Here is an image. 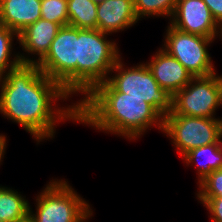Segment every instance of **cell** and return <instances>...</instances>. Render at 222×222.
I'll use <instances>...</instances> for the list:
<instances>
[{
	"label": "cell",
	"mask_w": 222,
	"mask_h": 222,
	"mask_svg": "<svg viewBox=\"0 0 222 222\" xmlns=\"http://www.w3.org/2000/svg\"><path fill=\"white\" fill-rule=\"evenodd\" d=\"M138 21L133 0H104L97 4V29L101 32H122Z\"/></svg>",
	"instance_id": "obj_13"
},
{
	"label": "cell",
	"mask_w": 222,
	"mask_h": 222,
	"mask_svg": "<svg viewBox=\"0 0 222 222\" xmlns=\"http://www.w3.org/2000/svg\"><path fill=\"white\" fill-rule=\"evenodd\" d=\"M14 39L18 41V34L10 28L0 24V78H3L8 71L22 64L19 52L16 53L13 50Z\"/></svg>",
	"instance_id": "obj_18"
},
{
	"label": "cell",
	"mask_w": 222,
	"mask_h": 222,
	"mask_svg": "<svg viewBox=\"0 0 222 222\" xmlns=\"http://www.w3.org/2000/svg\"><path fill=\"white\" fill-rule=\"evenodd\" d=\"M60 28L59 24L40 18L21 31L17 43L27 54L19 52L21 63L37 65L48 53ZM30 54L36 58H31Z\"/></svg>",
	"instance_id": "obj_11"
},
{
	"label": "cell",
	"mask_w": 222,
	"mask_h": 222,
	"mask_svg": "<svg viewBox=\"0 0 222 222\" xmlns=\"http://www.w3.org/2000/svg\"><path fill=\"white\" fill-rule=\"evenodd\" d=\"M69 98L35 64H21L0 78V114L30 133L36 144L54 138L60 122L77 123L76 101L64 107L57 104Z\"/></svg>",
	"instance_id": "obj_1"
},
{
	"label": "cell",
	"mask_w": 222,
	"mask_h": 222,
	"mask_svg": "<svg viewBox=\"0 0 222 222\" xmlns=\"http://www.w3.org/2000/svg\"><path fill=\"white\" fill-rule=\"evenodd\" d=\"M222 106L218 73L205 77H193L172 98V112L189 117L215 118Z\"/></svg>",
	"instance_id": "obj_9"
},
{
	"label": "cell",
	"mask_w": 222,
	"mask_h": 222,
	"mask_svg": "<svg viewBox=\"0 0 222 222\" xmlns=\"http://www.w3.org/2000/svg\"><path fill=\"white\" fill-rule=\"evenodd\" d=\"M206 208L211 222H222V197L211 199H197Z\"/></svg>",
	"instance_id": "obj_22"
},
{
	"label": "cell",
	"mask_w": 222,
	"mask_h": 222,
	"mask_svg": "<svg viewBox=\"0 0 222 222\" xmlns=\"http://www.w3.org/2000/svg\"><path fill=\"white\" fill-rule=\"evenodd\" d=\"M166 28L162 48L176 58L192 77H205L216 73L208 51V47L216 39L186 33L170 24Z\"/></svg>",
	"instance_id": "obj_8"
},
{
	"label": "cell",
	"mask_w": 222,
	"mask_h": 222,
	"mask_svg": "<svg viewBox=\"0 0 222 222\" xmlns=\"http://www.w3.org/2000/svg\"><path fill=\"white\" fill-rule=\"evenodd\" d=\"M186 166H194L197 169L198 184L212 171L222 168V143H214L191 149L182 156ZM203 159V162L201 161Z\"/></svg>",
	"instance_id": "obj_15"
},
{
	"label": "cell",
	"mask_w": 222,
	"mask_h": 222,
	"mask_svg": "<svg viewBox=\"0 0 222 222\" xmlns=\"http://www.w3.org/2000/svg\"><path fill=\"white\" fill-rule=\"evenodd\" d=\"M35 198L36 211L29 209L32 222H88L94 215L89 202L64 179L50 180Z\"/></svg>",
	"instance_id": "obj_5"
},
{
	"label": "cell",
	"mask_w": 222,
	"mask_h": 222,
	"mask_svg": "<svg viewBox=\"0 0 222 222\" xmlns=\"http://www.w3.org/2000/svg\"><path fill=\"white\" fill-rule=\"evenodd\" d=\"M177 0H133L134 10L139 20L144 17L171 18Z\"/></svg>",
	"instance_id": "obj_19"
},
{
	"label": "cell",
	"mask_w": 222,
	"mask_h": 222,
	"mask_svg": "<svg viewBox=\"0 0 222 222\" xmlns=\"http://www.w3.org/2000/svg\"><path fill=\"white\" fill-rule=\"evenodd\" d=\"M41 18L61 27L68 25L67 0H41Z\"/></svg>",
	"instance_id": "obj_20"
},
{
	"label": "cell",
	"mask_w": 222,
	"mask_h": 222,
	"mask_svg": "<svg viewBox=\"0 0 222 222\" xmlns=\"http://www.w3.org/2000/svg\"><path fill=\"white\" fill-rule=\"evenodd\" d=\"M95 3H100V2H103L104 0H93Z\"/></svg>",
	"instance_id": "obj_26"
},
{
	"label": "cell",
	"mask_w": 222,
	"mask_h": 222,
	"mask_svg": "<svg viewBox=\"0 0 222 222\" xmlns=\"http://www.w3.org/2000/svg\"><path fill=\"white\" fill-rule=\"evenodd\" d=\"M92 91H119L140 98L163 118L172 112L173 96L159 86L145 62L126 67L121 57L111 69L107 80Z\"/></svg>",
	"instance_id": "obj_4"
},
{
	"label": "cell",
	"mask_w": 222,
	"mask_h": 222,
	"mask_svg": "<svg viewBox=\"0 0 222 222\" xmlns=\"http://www.w3.org/2000/svg\"><path fill=\"white\" fill-rule=\"evenodd\" d=\"M219 80H220V87H221V103H222V75L219 76Z\"/></svg>",
	"instance_id": "obj_25"
},
{
	"label": "cell",
	"mask_w": 222,
	"mask_h": 222,
	"mask_svg": "<svg viewBox=\"0 0 222 222\" xmlns=\"http://www.w3.org/2000/svg\"><path fill=\"white\" fill-rule=\"evenodd\" d=\"M145 64L162 89L174 96L193 78L188 70L172 55L160 47Z\"/></svg>",
	"instance_id": "obj_12"
},
{
	"label": "cell",
	"mask_w": 222,
	"mask_h": 222,
	"mask_svg": "<svg viewBox=\"0 0 222 222\" xmlns=\"http://www.w3.org/2000/svg\"><path fill=\"white\" fill-rule=\"evenodd\" d=\"M41 18V0H0V24L19 34Z\"/></svg>",
	"instance_id": "obj_14"
},
{
	"label": "cell",
	"mask_w": 222,
	"mask_h": 222,
	"mask_svg": "<svg viewBox=\"0 0 222 222\" xmlns=\"http://www.w3.org/2000/svg\"><path fill=\"white\" fill-rule=\"evenodd\" d=\"M7 136L0 133V164H2L3 160L4 159V155L6 153V146H7Z\"/></svg>",
	"instance_id": "obj_24"
},
{
	"label": "cell",
	"mask_w": 222,
	"mask_h": 222,
	"mask_svg": "<svg viewBox=\"0 0 222 222\" xmlns=\"http://www.w3.org/2000/svg\"><path fill=\"white\" fill-rule=\"evenodd\" d=\"M78 28L63 26L46 56L37 64L42 73L57 82L70 96L77 95Z\"/></svg>",
	"instance_id": "obj_6"
},
{
	"label": "cell",
	"mask_w": 222,
	"mask_h": 222,
	"mask_svg": "<svg viewBox=\"0 0 222 222\" xmlns=\"http://www.w3.org/2000/svg\"><path fill=\"white\" fill-rule=\"evenodd\" d=\"M169 21L171 26L183 32L222 40V27L203 0H177Z\"/></svg>",
	"instance_id": "obj_10"
},
{
	"label": "cell",
	"mask_w": 222,
	"mask_h": 222,
	"mask_svg": "<svg viewBox=\"0 0 222 222\" xmlns=\"http://www.w3.org/2000/svg\"><path fill=\"white\" fill-rule=\"evenodd\" d=\"M98 29H79L77 39V94L83 99L100 83L121 58L116 40Z\"/></svg>",
	"instance_id": "obj_3"
},
{
	"label": "cell",
	"mask_w": 222,
	"mask_h": 222,
	"mask_svg": "<svg viewBox=\"0 0 222 222\" xmlns=\"http://www.w3.org/2000/svg\"><path fill=\"white\" fill-rule=\"evenodd\" d=\"M22 222H32V221L29 218H27L26 220H24Z\"/></svg>",
	"instance_id": "obj_27"
},
{
	"label": "cell",
	"mask_w": 222,
	"mask_h": 222,
	"mask_svg": "<svg viewBox=\"0 0 222 222\" xmlns=\"http://www.w3.org/2000/svg\"><path fill=\"white\" fill-rule=\"evenodd\" d=\"M163 133L171 139L180 156L191 149L222 143V117H189L180 114L164 116Z\"/></svg>",
	"instance_id": "obj_7"
},
{
	"label": "cell",
	"mask_w": 222,
	"mask_h": 222,
	"mask_svg": "<svg viewBox=\"0 0 222 222\" xmlns=\"http://www.w3.org/2000/svg\"><path fill=\"white\" fill-rule=\"evenodd\" d=\"M77 123L106 134L137 140L147 130L163 132L164 118L144 100L119 91H91L77 102Z\"/></svg>",
	"instance_id": "obj_2"
},
{
	"label": "cell",
	"mask_w": 222,
	"mask_h": 222,
	"mask_svg": "<svg viewBox=\"0 0 222 222\" xmlns=\"http://www.w3.org/2000/svg\"><path fill=\"white\" fill-rule=\"evenodd\" d=\"M30 203L21 192L0 186V222H22L29 218Z\"/></svg>",
	"instance_id": "obj_16"
},
{
	"label": "cell",
	"mask_w": 222,
	"mask_h": 222,
	"mask_svg": "<svg viewBox=\"0 0 222 222\" xmlns=\"http://www.w3.org/2000/svg\"><path fill=\"white\" fill-rule=\"evenodd\" d=\"M68 25L97 29V3L93 0H67Z\"/></svg>",
	"instance_id": "obj_17"
},
{
	"label": "cell",
	"mask_w": 222,
	"mask_h": 222,
	"mask_svg": "<svg viewBox=\"0 0 222 222\" xmlns=\"http://www.w3.org/2000/svg\"><path fill=\"white\" fill-rule=\"evenodd\" d=\"M209 10L213 18L216 22L222 27V0H203Z\"/></svg>",
	"instance_id": "obj_23"
},
{
	"label": "cell",
	"mask_w": 222,
	"mask_h": 222,
	"mask_svg": "<svg viewBox=\"0 0 222 222\" xmlns=\"http://www.w3.org/2000/svg\"><path fill=\"white\" fill-rule=\"evenodd\" d=\"M198 199H211L222 197V168L212 171L205 179L197 184Z\"/></svg>",
	"instance_id": "obj_21"
}]
</instances>
